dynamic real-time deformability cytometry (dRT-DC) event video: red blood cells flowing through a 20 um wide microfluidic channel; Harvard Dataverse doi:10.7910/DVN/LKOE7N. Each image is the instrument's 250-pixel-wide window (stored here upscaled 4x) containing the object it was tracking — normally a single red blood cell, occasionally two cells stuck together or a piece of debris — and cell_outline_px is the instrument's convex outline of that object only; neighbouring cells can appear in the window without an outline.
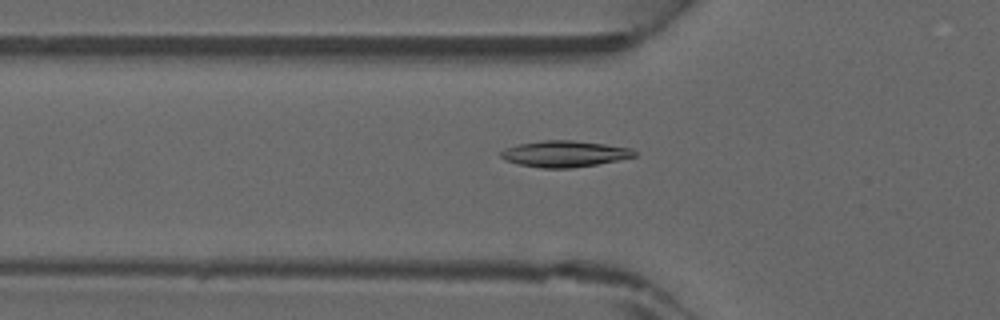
{"species": "common noctule bat (a hibernating species)", "species_latin": "Nyctalus noctula", "temperature_condition": "warm", "stored_images_in_passage": 33, "camera_frame_rate_fps": 3000, "um_per_image_px": 0.085, "animal": {"sex": "male", "forearm_length_mm": 52.5}, "frame": {"image": 1, "passage_image": 6, "time_ms": 1.667, "image_size_px": [1000, 320], "cell_outline_px": [[636, 156], [596, 164], [572, 168], [540, 168], [520, 164], [504, 160], [500, 156], [500, 152], [508, 148], [520, 144], [544, 140], [572, 140], [604, 144], [632, 148], [636, 152]], "centroid_in_image_um": [47.99, 13.07], "position_along_channel_um": 77.8, "area_um2": 20.17}}
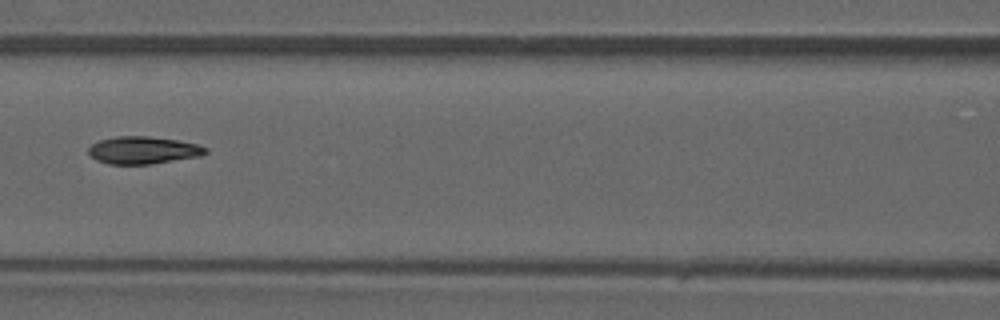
{"frame": {"image": 2, "passage_image": 11, "time_ms": 3.333, "image_size_px": [1000, 320], "cell_outline_px": [[208, 152], [200, 156], [152, 164], [108, 164], [96, 160], [88, 152], [88, 148], [92, 144], [100, 140], [116, 136], [148, 136], [176, 140], [196, 144], [208, 148]], "centroid_in_image_um": [12.16, 12.77], "position_along_channel_um": 154.4, "area_um2": 18.67}}
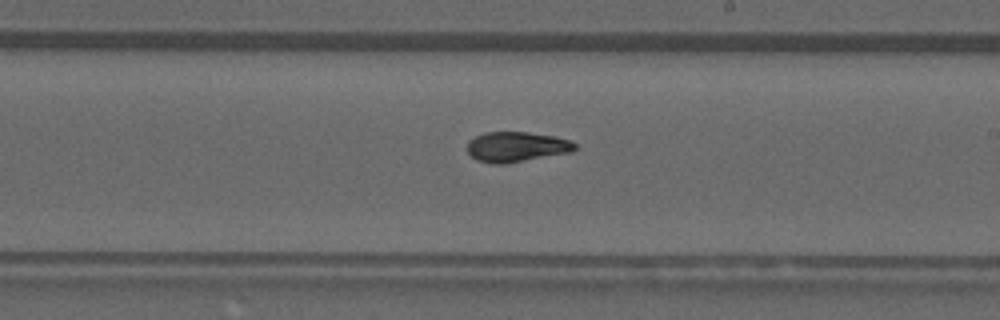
{"frame": {"image": 3, "passage_image": 17, "time_ms": 5.333, "image_size_px": [1000, 320], "cell_outline_px": [[576, 148], [572, 152], [504, 164], [492, 164], [476, 160], [468, 152], [468, 140], [484, 132], [528, 132], [556, 136], [568, 140], [576, 144]], "centroid_in_image_um": [43.89, 12.48], "position_along_channel_um": 245.1, "area_um2": 18.96}}